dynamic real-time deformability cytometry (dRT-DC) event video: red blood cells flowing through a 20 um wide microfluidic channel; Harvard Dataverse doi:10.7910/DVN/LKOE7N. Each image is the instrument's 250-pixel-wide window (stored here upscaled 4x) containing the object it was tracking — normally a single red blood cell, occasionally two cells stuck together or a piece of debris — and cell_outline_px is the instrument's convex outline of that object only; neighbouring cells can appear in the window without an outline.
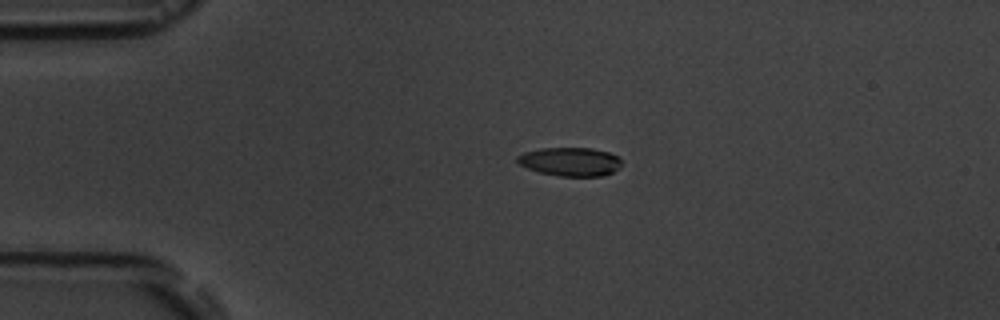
{"species": "common noctule bat (a hibernating species)", "species_latin": "Nyctalus noctula", "temperature_condition": "room temperature", "stored_images_in_passage": 5, "camera_frame_rate_fps": 3000, "um_per_image_px": 0.085, "animal": {"sex": "male", "body_mass_g": 19.5, "forearm_length_mm": 54.6}, "frame": {"image": 1, "passage_image": 3, "time_ms": 2.333, "image_size_px": [1000, 320], "cell_outline_px": [[620, 168], [604, 176], [560, 176], [540, 172], [528, 168], [520, 164], [516, 160], [516, 156], [524, 152], [540, 148], [592, 148], [608, 152], [616, 156], [620, 160]], "centroid_in_image_um": [48.46, 13.74], "position_along_channel_um": 36.5, "area_um2": 17.34}}